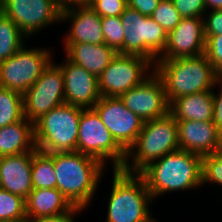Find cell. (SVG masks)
Listing matches in <instances>:
<instances>
[{"mask_svg":"<svg viewBox=\"0 0 222 222\" xmlns=\"http://www.w3.org/2000/svg\"><path fill=\"white\" fill-rule=\"evenodd\" d=\"M56 188L74 206L86 209L90 204L105 165L80 152L53 153Z\"/></svg>","mask_w":222,"mask_h":222,"instance_id":"6da1fadb","label":"cell"},{"mask_svg":"<svg viewBox=\"0 0 222 222\" xmlns=\"http://www.w3.org/2000/svg\"><path fill=\"white\" fill-rule=\"evenodd\" d=\"M152 69L164 84L169 105L178 97L212 90L221 80L205 54L157 60Z\"/></svg>","mask_w":222,"mask_h":222,"instance_id":"7a4b0ae2","label":"cell"},{"mask_svg":"<svg viewBox=\"0 0 222 222\" xmlns=\"http://www.w3.org/2000/svg\"><path fill=\"white\" fill-rule=\"evenodd\" d=\"M139 174L153 200L166 192L196 189L202 185V157L178 149L153 161Z\"/></svg>","mask_w":222,"mask_h":222,"instance_id":"3957f363","label":"cell"},{"mask_svg":"<svg viewBox=\"0 0 222 222\" xmlns=\"http://www.w3.org/2000/svg\"><path fill=\"white\" fill-rule=\"evenodd\" d=\"M178 149V126L170 113L145 121L135 143L126 152V160L121 170L140 173L153 161ZM129 157L133 159L132 164H129Z\"/></svg>","mask_w":222,"mask_h":222,"instance_id":"277c9868","label":"cell"},{"mask_svg":"<svg viewBox=\"0 0 222 222\" xmlns=\"http://www.w3.org/2000/svg\"><path fill=\"white\" fill-rule=\"evenodd\" d=\"M113 185L106 222H147L152 196L139 173L113 169Z\"/></svg>","mask_w":222,"mask_h":222,"instance_id":"5b68a950","label":"cell"},{"mask_svg":"<svg viewBox=\"0 0 222 222\" xmlns=\"http://www.w3.org/2000/svg\"><path fill=\"white\" fill-rule=\"evenodd\" d=\"M83 108L63 103L34 123L36 149L51 153L77 151L79 120Z\"/></svg>","mask_w":222,"mask_h":222,"instance_id":"8992f818","label":"cell"},{"mask_svg":"<svg viewBox=\"0 0 222 222\" xmlns=\"http://www.w3.org/2000/svg\"><path fill=\"white\" fill-rule=\"evenodd\" d=\"M120 16L124 29V54L142 56L154 64L166 47V31L151 17L130 7Z\"/></svg>","mask_w":222,"mask_h":222,"instance_id":"52a82bcc","label":"cell"},{"mask_svg":"<svg viewBox=\"0 0 222 222\" xmlns=\"http://www.w3.org/2000/svg\"><path fill=\"white\" fill-rule=\"evenodd\" d=\"M77 152L94 157L105 166L106 160L111 159L114 169H121L126 160V151L115 141L94 108L81 111Z\"/></svg>","mask_w":222,"mask_h":222,"instance_id":"ba28073f","label":"cell"},{"mask_svg":"<svg viewBox=\"0 0 222 222\" xmlns=\"http://www.w3.org/2000/svg\"><path fill=\"white\" fill-rule=\"evenodd\" d=\"M152 67L154 64L142 56L117 53L98 77L101 97H120L148 78Z\"/></svg>","mask_w":222,"mask_h":222,"instance_id":"9c48e42d","label":"cell"},{"mask_svg":"<svg viewBox=\"0 0 222 222\" xmlns=\"http://www.w3.org/2000/svg\"><path fill=\"white\" fill-rule=\"evenodd\" d=\"M51 53L43 48L23 46L0 63V87L24 94L51 62Z\"/></svg>","mask_w":222,"mask_h":222,"instance_id":"30bf717a","label":"cell"},{"mask_svg":"<svg viewBox=\"0 0 222 222\" xmlns=\"http://www.w3.org/2000/svg\"><path fill=\"white\" fill-rule=\"evenodd\" d=\"M65 103L61 67L52 61L23 94L24 116L33 124L43 115Z\"/></svg>","mask_w":222,"mask_h":222,"instance_id":"8fae6325","label":"cell"},{"mask_svg":"<svg viewBox=\"0 0 222 222\" xmlns=\"http://www.w3.org/2000/svg\"><path fill=\"white\" fill-rule=\"evenodd\" d=\"M2 12L27 37L47 25L61 22L57 0H3Z\"/></svg>","mask_w":222,"mask_h":222,"instance_id":"7c38bea8","label":"cell"},{"mask_svg":"<svg viewBox=\"0 0 222 222\" xmlns=\"http://www.w3.org/2000/svg\"><path fill=\"white\" fill-rule=\"evenodd\" d=\"M115 141L127 152L142 130L141 118L119 97H101L93 107Z\"/></svg>","mask_w":222,"mask_h":222,"instance_id":"4fadbf2b","label":"cell"},{"mask_svg":"<svg viewBox=\"0 0 222 222\" xmlns=\"http://www.w3.org/2000/svg\"><path fill=\"white\" fill-rule=\"evenodd\" d=\"M152 71L141 84L119 97L125 107L137 114L143 122L164 117L169 113L170 105L166 99L164 84L154 70Z\"/></svg>","mask_w":222,"mask_h":222,"instance_id":"5bb4252c","label":"cell"},{"mask_svg":"<svg viewBox=\"0 0 222 222\" xmlns=\"http://www.w3.org/2000/svg\"><path fill=\"white\" fill-rule=\"evenodd\" d=\"M205 44L203 18H182L168 33L166 47L158 60L199 56L204 54Z\"/></svg>","mask_w":222,"mask_h":222,"instance_id":"9a60e30c","label":"cell"},{"mask_svg":"<svg viewBox=\"0 0 222 222\" xmlns=\"http://www.w3.org/2000/svg\"><path fill=\"white\" fill-rule=\"evenodd\" d=\"M59 66L64 78L65 103L83 109L93 108L101 98L98 78L68 58Z\"/></svg>","mask_w":222,"mask_h":222,"instance_id":"2e32d148","label":"cell"},{"mask_svg":"<svg viewBox=\"0 0 222 222\" xmlns=\"http://www.w3.org/2000/svg\"><path fill=\"white\" fill-rule=\"evenodd\" d=\"M71 20L69 33L64 44H104L102 17L89 5L75 6L61 11V21Z\"/></svg>","mask_w":222,"mask_h":222,"instance_id":"e0dca14e","label":"cell"},{"mask_svg":"<svg viewBox=\"0 0 222 222\" xmlns=\"http://www.w3.org/2000/svg\"><path fill=\"white\" fill-rule=\"evenodd\" d=\"M31 152L0 157V188L26 199L33 190Z\"/></svg>","mask_w":222,"mask_h":222,"instance_id":"ac0fdd59","label":"cell"},{"mask_svg":"<svg viewBox=\"0 0 222 222\" xmlns=\"http://www.w3.org/2000/svg\"><path fill=\"white\" fill-rule=\"evenodd\" d=\"M178 143L181 150L192 152L201 157L217 151L219 130L213 121H176Z\"/></svg>","mask_w":222,"mask_h":222,"instance_id":"d6986e66","label":"cell"},{"mask_svg":"<svg viewBox=\"0 0 222 222\" xmlns=\"http://www.w3.org/2000/svg\"><path fill=\"white\" fill-rule=\"evenodd\" d=\"M66 57L80 65L86 71L95 75L97 78L109 65L111 59L117 52L110 46L104 44H64Z\"/></svg>","mask_w":222,"mask_h":222,"instance_id":"ffe728a7","label":"cell"},{"mask_svg":"<svg viewBox=\"0 0 222 222\" xmlns=\"http://www.w3.org/2000/svg\"><path fill=\"white\" fill-rule=\"evenodd\" d=\"M213 91L198 92L176 98L169 113L176 121H213Z\"/></svg>","mask_w":222,"mask_h":222,"instance_id":"44dd1931","label":"cell"},{"mask_svg":"<svg viewBox=\"0 0 222 222\" xmlns=\"http://www.w3.org/2000/svg\"><path fill=\"white\" fill-rule=\"evenodd\" d=\"M25 204L27 217L54 216L74 208L57 188L33 189L25 199Z\"/></svg>","mask_w":222,"mask_h":222,"instance_id":"7402d4cb","label":"cell"},{"mask_svg":"<svg viewBox=\"0 0 222 222\" xmlns=\"http://www.w3.org/2000/svg\"><path fill=\"white\" fill-rule=\"evenodd\" d=\"M35 148L34 124L27 118L0 128V157L31 152Z\"/></svg>","mask_w":222,"mask_h":222,"instance_id":"603a6c76","label":"cell"},{"mask_svg":"<svg viewBox=\"0 0 222 222\" xmlns=\"http://www.w3.org/2000/svg\"><path fill=\"white\" fill-rule=\"evenodd\" d=\"M31 175L33 189L56 188L53 153L48 154L37 149L32 157Z\"/></svg>","mask_w":222,"mask_h":222,"instance_id":"cb8c5ba5","label":"cell"},{"mask_svg":"<svg viewBox=\"0 0 222 222\" xmlns=\"http://www.w3.org/2000/svg\"><path fill=\"white\" fill-rule=\"evenodd\" d=\"M25 37L13 21L0 12V63L24 46Z\"/></svg>","mask_w":222,"mask_h":222,"instance_id":"d4e9b609","label":"cell"},{"mask_svg":"<svg viewBox=\"0 0 222 222\" xmlns=\"http://www.w3.org/2000/svg\"><path fill=\"white\" fill-rule=\"evenodd\" d=\"M23 94L0 87V128L24 118Z\"/></svg>","mask_w":222,"mask_h":222,"instance_id":"484cf974","label":"cell"},{"mask_svg":"<svg viewBox=\"0 0 222 222\" xmlns=\"http://www.w3.org/2000/svg\"><path fill=\"white\" fill-rule=\"evenodd\" d=\"M0 222H27L25 199L0 188Z\"/></svg>","mask_w":222,"mask_h":222,"instance_id":"4316f807","label":"cell"},{"mask_svg":"<svg viewBox=\"0 0 222 222\" xmlns=\"http://www.w3.org/2000/svg\"><path fill=\"white\" fill-rule=\"evenodd\" d=\"M101 28L105 44L112 47L117 53L124 54V29L121 16L102 17Z\"/></svg>","mask_w":222,"mask_h":222,"instance_id":"83f0119b","label":"cell"},{"mask_svg":"<svg viewBox=\"0 0 222 222\" xmlns=\"http://www.w3.org/2000/svg\"><path fill=\"white\" fill-rule=\"evenodd\" d=\"M168 34L181 21L182 17L173 5L172 0H161L153 14L150 16Z\"/></svg>","mask_w":222,"mask_h":222,"instance_id":"f1b7e54d","label":"cell"},{"mask_svg":"<svg viewBox=\"0 0 222 222\" xmlns=\"http://www.w3.org/2000/svg\"><path fill=\"white\" fill-rule=\"evenodd\" d=\"M205 183L222 186V154L219 152L202 157V184Z\"/></svg>","mask_w":222,"mask_h":222,"instance_id":"f546056e","label":"cell"},{"mask_svg":"<svg viewBox=\"0 0 222 222\" xmlns=\"http://www.w3.org/2000/svg\"><path fill=\"white\" fill-rule=\"evenodd\" d=\"M205 37L206 44L204 54L212 64L216 73L222 77V34Z\"/></svg>","mask_w":222,"mask_h":222,"instance_id":"4dcf8cb0","label":"cell"},{"mask_svg":"<svg viewBox=\"0 0 222 222\" xmlns=\"http://www.w3.org/2000/svg\"><path fill=\"white\" fill-rule=\"evenodd\" d=\"M100 17L120 16L128 7L127 0H92L89 5Z\"/></svg>","mask_w":222,"mask_h":222,"instance_id":"1f68e13d","label":"cell"},{"mask_svg":"<svg viewBox=\"0 0 222 222\" xmlns=\"http://www.w3.org/2000/svg\"><path fill=\"white\" fill-rule=\"evenodd\" d=\"M182 18L202 17L206 11L204 0H172Z\"/></svg>","mask_w":222,"mask_h":222,"instance_id":"d6a6232c","label":"cell"},{"mask_svg":"<svg viewBox=\"0 0 222 222\" xmlns=\"http://www.w3.org/2000/svg\"><path fill=\"white\" fill-rule=\"evenodd\" d=\"M203 18L205 36L222 34V9L210 10ZM208 15V16H207Z\"/></svg>","mask_w":222,"mask_h":222,"instance_id":"836d02e7","label":"cell"},{"mask_svg":"<svg viewBox=\"0 0 222 222\" xmlns=\"http://www.w3.org/2000/svg\"><path fill=\"white\" fill-rule=\"evenodd\" d=\"M82 208L74 207L70 212L44 217H27V222H75L74 215L81 212Z\"/></svg>","mask_w":222,"mask_h":222,"instance_id":"e575fe53","label":"cell"},{"mask_svg":"<svg viewBox=\"0 0 222 222\" xmlns=\"http://www.w3.org/2000/svg\"><path fill=\"white\" fill-rule=\"evenodd\" d=\"M161 0H127L128 7L145 16H151Z\"/></svg>","mask_w":222,"mask_h":222,"instance_id":"d590c367","label":"cell"},{"mask_svg":"<svg viewBox=\"0 0 222 222\" xmlns=\"http://www.w3.org/2000/svg\"><path fill=\"white\" fill-rule=\"evenodd\" d=\"M219 84L221 87L219 94L213 92V123L220 132L222 131V80L219 81Z\"/></svg>","mask_w":222,"mask_h":222,"instance_id":"8d00e7d4","label":"cell"},{"mask_svg":"<svg viewBox=\"0 0 222 222\" xmlns=\"http://www.w3.org/2000/svg\"><path fill=\"white\" fill-rule=\"evenodd\" d=\"M92 0H57L60 10L72 8L75 6H87Z\"/></svg>","mask_w":222,"mask_h":222,"instance_id":"74e56055","label":"cell"},{"mask_svg":"<svg viewBox=\"0 0 222 222\" xmlns=\"http://www.w3.org/2000/svg\"><path fill=\"white\" fill-rule=\"evenodd\" d=\"M206 10L211 7L212 10L222 9V0H204Z\"/></svg>","mask_w":222,"mask_h":222,"instance_id":"f35d334b","label":"cell"},{"mask_svg":"<svg viewBox=\"0 0 222 222\" xmlns=\"http://www.w3.org/2000/svg\"><path fill=\"white\" fill-rule=\"evenodd\" d=\"M222 154V131L219 132V143H218V148L217 151Z\"/></svg>","mask_w":222,"mask_h":222,"instance_id":"ab89813d","label":"cell"},{"mask_svg":"<svg viewBox=\"0 0 222 222\" xmlns=\"http://www.w3.org/2000/svg\"><path fill=\"white\" fill-rule=\"evenodd\" d=\"M3 0H0V12H2Z\"/></svg>","mask_w":222,"mask_h":222,"instance_id":"60d3db41","label":"cell"},{"mask_svg":"<svg viewBox=\"0 0 222 222\" xmlns=\"http://www.w3.org/2000/svg\"><path fill=\"white\" fill-rule=\"evenodd\" d=\"M147 222H155V220L151 217Z\"/></svg>","mask_w":222,"mask_h":222,"instance_id":"b9f144b4","label":"cell"}]
</instances>
